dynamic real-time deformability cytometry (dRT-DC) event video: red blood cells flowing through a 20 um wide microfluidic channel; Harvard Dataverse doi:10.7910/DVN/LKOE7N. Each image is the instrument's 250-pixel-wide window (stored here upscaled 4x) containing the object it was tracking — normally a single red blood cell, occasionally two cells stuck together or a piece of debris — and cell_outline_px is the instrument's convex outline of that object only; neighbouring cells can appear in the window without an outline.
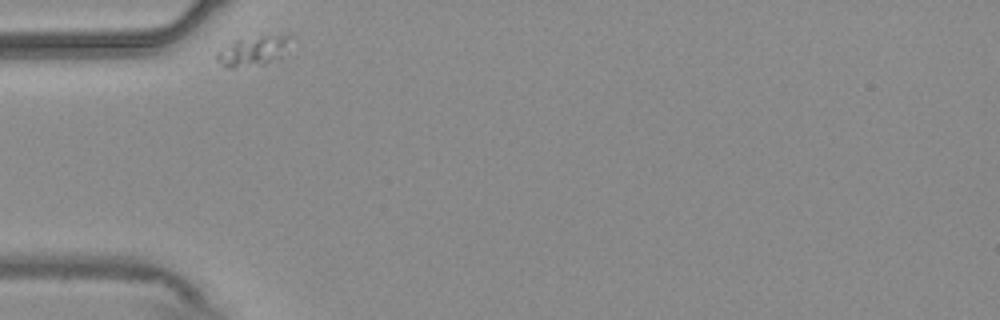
{"species": "common noctule bat (a hibernating species)", "species_latin": "Nyctalus noctula", "temperature_condition": "warm", "stored_images_in_passage": 34, "camera_frame_rate_fps": 3000, "um_per_image_px": 0.085, "animal": {"sex": "male", "body_mass_g": 20.4}, "frame": {"image": 1, "passage_image": 1, "time_ms": 0.0, "image_size_px": [1000, 320], "cell_outline_px": [[292, 36], [280, 60], [264, 64], [232, 68], [228, 68], [216, 60], [216, 52], [236, 40], [260, 36], [292, 32]], "centroid_in_image_um": [21.6, 4.31], "position_along_channel_um": 63.4, "area_um2": 13.01}}
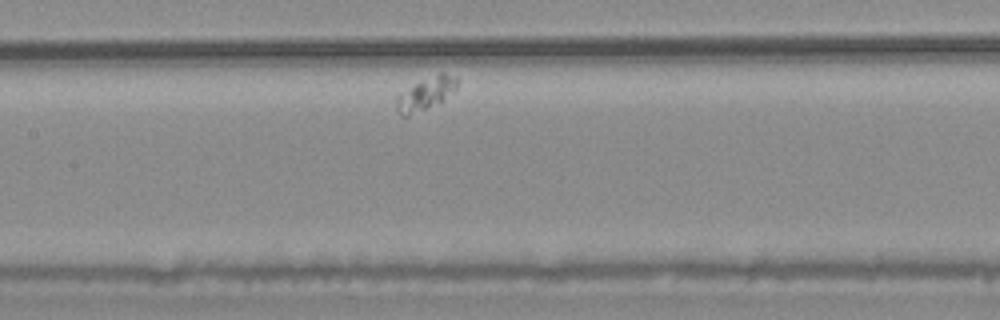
{"frame": {"image": 2, "passage_image": 13, "time_ms": 4.0, "image_size_px": [1000, 320], "cell_outline_px": [[460, 80], [456, 88], [444, 100], [408, 116], [400, 116], [396, 108], [396, 96], [416, 84], [440, 72], [444, 72], [456, 76]], "centroid_in_image_um": [36.22, 7.96], "position_along_channel_um": 171.2, "area_um2": 11.33}}
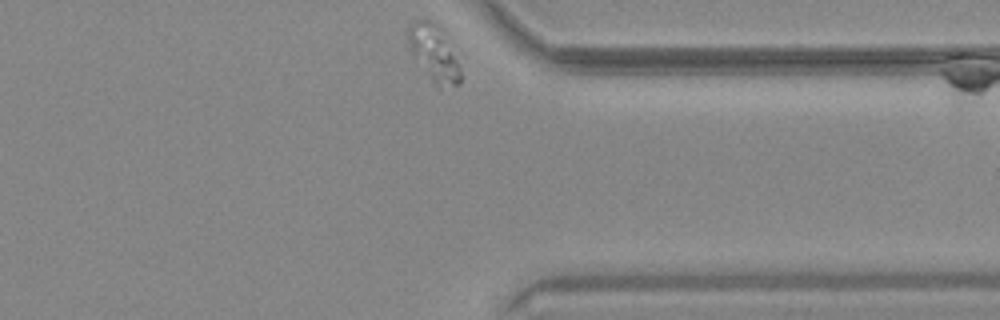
{"frame": {"image": 3, "passage_image": 34, "time_ms": 11.0, "image_size_px": [1000, 320], "cell_outline_px": [[460, 84], [436, 88], [412, 56], [408, 48], [408, 28], [420, 16], [432, 20], [444, 28], [448, 36], [460, 68]], "centroid_in_image_um": [36.87, 4.46], "position_along_channel_um": 374.5, "area_um2": 17.92}}